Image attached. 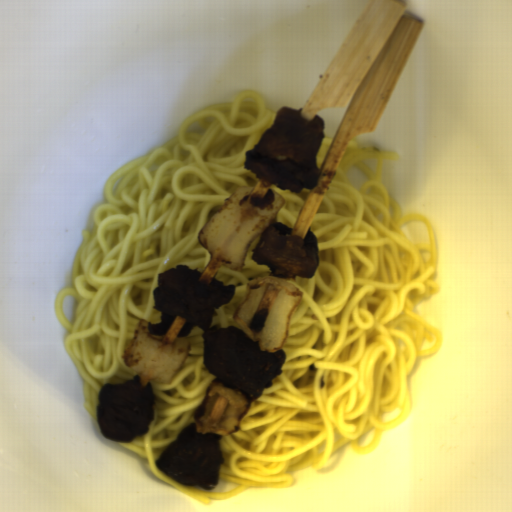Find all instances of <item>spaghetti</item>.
<instances>
[{
    "label": "spaghetti",
    "instance_id": "obj_1",
    "mask_svg": "<svg viewBox=\"0 0 512 512\" xmlns=\"http://www.w3.org/2000/svg\"><path fill=\"white\" fill-rule=\"evenodd\" d=\"M399 153L359 148L350 141L320 202L310 232L317 239L312 278L284 277L299 288L281 373L252 400L235 432L218 441L223 463L213 489L179 484L156 465L182 430L196 423L198 408L218 379L203 361V330L193 327L190 350L169 383L150 381L153 421L132 442H118L147 459L163 482L211 505L246 489H289L296 470H326L350 443L358 455L373 453L386 431L413 410L408 385L421 356L442 349L440 327L415 308L441 291L437 246L426 214H406L383 184L385 160ZM366 175L360 191L348 168ZM427 225L428 242L408 240L401 228ZM400 414L383 422L384 413ZM373 428L367 445L357 439Z\"/></svg>",
    "mask_w": 512,
    "mask_h": 512
},
{
    "label": "spaghetti",
    "instance_id": "obj_2",
    "mask_svg": "<svg viewBox=\"0 0 512 512\" xmlns=\"http://www.w3.org/2000/svg\"><path fill=\"white\" fill-rule=\"evenodd\" d=\"M277 112L263 93L246 88L231 102L193 112L178 135L117 169L104 186L93 229L82 230L72 257V287L55 296V315L69 334L64 346L82 379L86 409L98 421L103 385L140 374L124 354L141 320L159 323L154 290L164 271L201 273L212 258L199 234L240 186L261 177L244 164ZM75 301L73 322L62 312Z\"/></svg>",
    "mask_w": 512,
    "mask_h": 512
},
{
    "label": "spaghetti",
    "instance_id": "obj_3",
    "mask_svg": "<svg viewBox=\"0 0 512 512\" xmlns=\"http://www.w3.org/2000/svg\"><path fill=\"white\" fill-rule=\"evenodd\" d=\"M260 242V237L253 240L244 259L243 267L237 270L227 269L223 264L214 276L215 281H221L223 286H234L233 298L215 309L216 316L213 317L210 328L236 327L244 331L235 321L234 314L238 307L245 301L250 284L257 278L264 275H273L267 265L258 264L253 261L252 255ZM245 332V331H244Z\"/></svg>",
    "mask_w": 512,
    "mask_h": 512
},
{
    "label": "spaghetti",
    "instance_id": "obj_4",
    "mask_svg": "<svg viewBox=\"0 0 512 512\" xmlns=\"http://www.w3.org/2000/svg\"><path fill=\"white\" fill-rule=\"evenodd\" d=\"M268 189L280 194L284 200L282 207L272 223L282 222L289 227L293 233L312 188L301 189L299 192H289L276 188L271 184Z\"/></svg>",
    "mask_w": 512,
    "mask_h": 512
},
{
    "label": "spaghetti",
    "instance_id": "obj_5",
    "mask_svg": "<svg viewBox=\"0 0 512 512\" xmlns=\"http://www.w3.org/2000/svg\"><path fill=\"white\" fill-rule=\"evenodd\" d=\"M335 139H331V138H322V141H321V144H320V147L315 155V158H314V161L316 163V166L318 168V170L320 171L333 143H334Z\"/></svg>",
    "mask_w": 512,
    "mask_h": 512
}]
</instances>
